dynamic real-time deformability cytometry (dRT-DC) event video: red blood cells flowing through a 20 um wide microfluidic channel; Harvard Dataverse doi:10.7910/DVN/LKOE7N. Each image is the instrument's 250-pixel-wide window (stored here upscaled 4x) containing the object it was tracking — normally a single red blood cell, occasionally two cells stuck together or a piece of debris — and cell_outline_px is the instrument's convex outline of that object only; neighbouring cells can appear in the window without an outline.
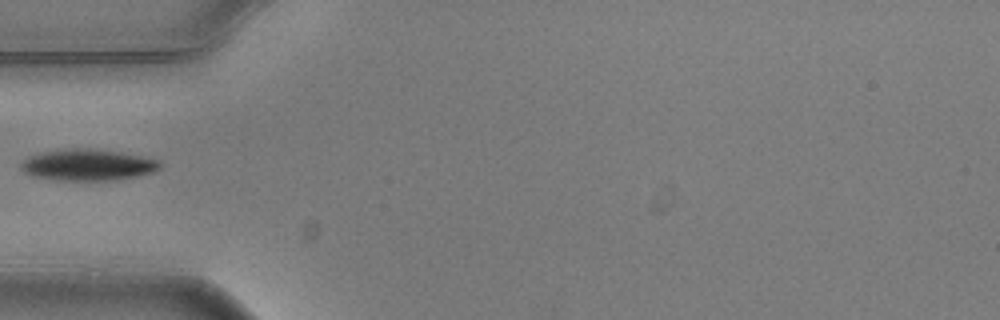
{"species": "common noctule bat (a hibernating species)", "species_latin": "Nyctalus noctula", "temperature_condition": "warm", "stored_images_in_passage": 5, "camera_frame_rate_fps": 3000, "um_per_image_px": 0.085, "animal": {"sex": "male", "body_mass_g": 20.5, "forearm_length_mm": 52.5}, "frame": {"image": 1, "passage_image": 4, "time_ms": 1.0, "image_size_px": [1000, 320], "cell_outline_px": [[160, 168], [152, 172], [140, 176], [116, 180], [52, 180], [32, 176], [24, 172], [20, 168], [20, 164], [28, 156], [40, 152], [72, 148], [92, 148], [120, 152], [160, 160]], "centroid_in_image_um": [7.44, 14.02], "position_along_channel_um": 77.6, "area_um2": 25.61}}
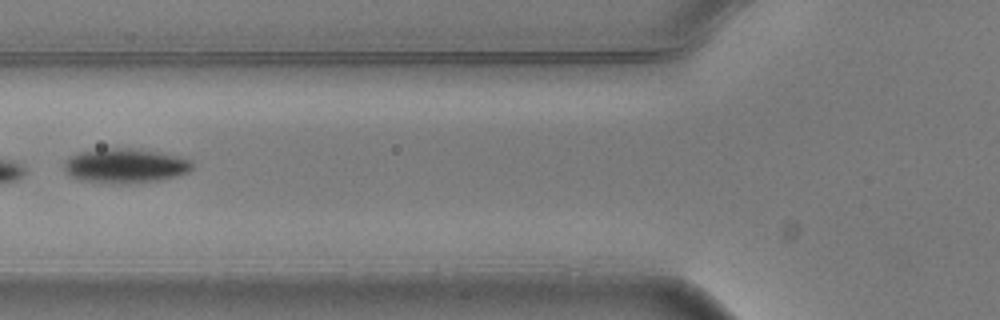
{"frame": {"image": 2, "passage_image": 5, "time_ms": 1.333, "image_size_px": [1000, 320], "cell_outline_px": [[192, 168], [188, 172], [176, 176], [160, 180], [124, 184], [120, 184], [80, 180], [72, 176], [64, 168], [64, 160], [80, 152], [104, 148], [140, 148], [180, 156], [192, 160]], "centroid_in_image_um": [10.69, 14.08], "position_along_channel_um": 115.1, "area_um2": 25.89}}